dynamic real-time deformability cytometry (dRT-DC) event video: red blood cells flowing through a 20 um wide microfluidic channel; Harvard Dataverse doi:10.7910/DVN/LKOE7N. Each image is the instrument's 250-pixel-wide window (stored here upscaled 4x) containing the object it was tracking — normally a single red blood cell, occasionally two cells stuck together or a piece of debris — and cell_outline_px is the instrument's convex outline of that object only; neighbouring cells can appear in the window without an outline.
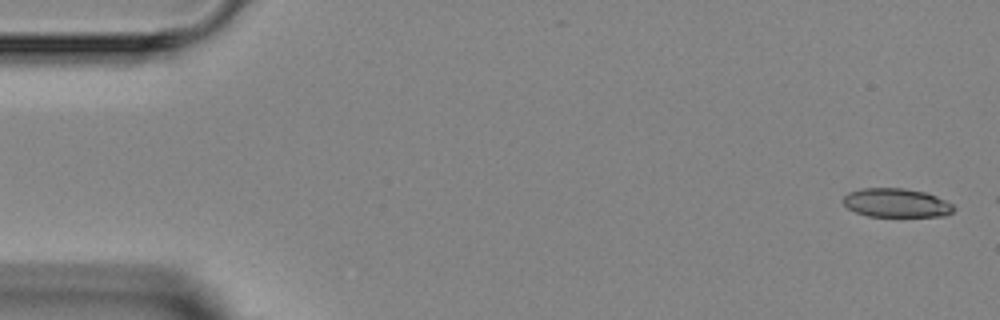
{"species": "Egyptian fruit bat (a non-hibernating species)", "species_latin": "Rousettus aegyptiacus", "temperature_condition": "room temperature", "stored_images_in_passage": 4, "camera_frame_rate_fps": 3000, "um_per_image_px": 0.085, "animal": {"sex": "female"}, "frame": {"image": 1, "passage_image": 1, "time_ms": 0.0, "image_size_px": [1000, 320], "cell_outline_px": [[956, 208], [952, 212], [944, 216], [868, 216], [856, 212], [848, 208], [844, 204], [844, 196], [848, 192], [860, 188], [904, 188], [924, 192], [936, 196], [952, 204]], "centroid_in_image_um": [76.18, 17.24], "position_along_channel_um": 8.8, "area_um2": 18.5}}